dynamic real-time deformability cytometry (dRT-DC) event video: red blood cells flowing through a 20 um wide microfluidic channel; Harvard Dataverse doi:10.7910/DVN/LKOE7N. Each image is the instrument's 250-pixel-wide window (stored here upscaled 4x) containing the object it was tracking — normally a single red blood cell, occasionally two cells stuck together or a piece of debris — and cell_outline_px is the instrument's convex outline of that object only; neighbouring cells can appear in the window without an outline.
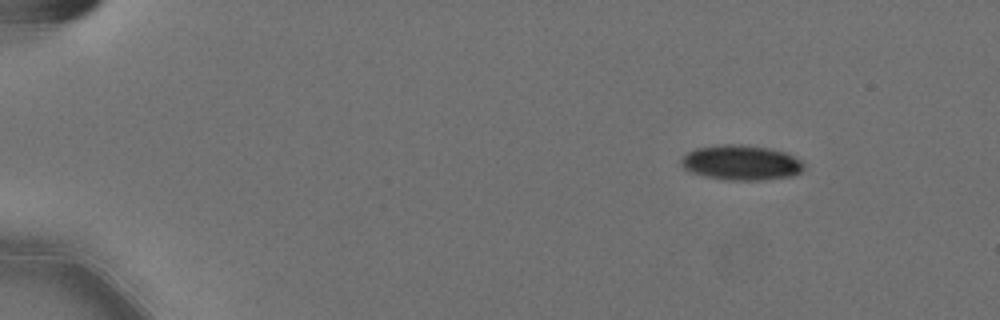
{"species": "Egyptian fruit bat (a non-hibernating species)", "species_latin": "Rousettus aegyptiacus", "temperature_condition": "cold", "stored_images_in_passage": 51, "camera_frame_rate_fps": 3000, "um_per_image_px": 0.085, "animal": {"sex": "female"}, "frame": {"image": 1, "passage_image": 1, "time_ms": 0.0, "image_size_px": [1000, 320], "cell_outline_px": [[804, 168], [800, 172], [792, 176], [760, 180], [724, 180], [704, 176], [688, 172], [680, 164], [680, 160], [688, 152], [696, 148], [724, 144], [740, 144], [772, 148], [784, 152], [800, 160], [804, 164]], "centroid_in_image_um": [62.97, 13.83], "position_along_channel_um": 22.0, "area_um2": 25.14}}
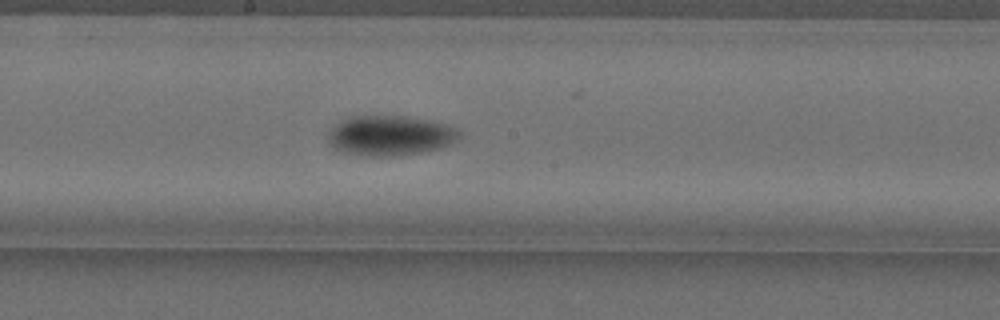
{"frame": {"image": 2, "passage_image": 26, "time_ms": 8.333, "image_size_px": [1000, 320], "cell_outline_px": [[460, 136], [456, 140], [440, 148], [420, 152], [388, 156], [364, 156], [344, 152], [328, 144], [328, 132], [340, 120], [352, 116], [404, 116], [428, 120], [444, 124], [456, 128], [460, 132]], "centroid_in_image_um": [33.12, 11.52], "position_along_channel_um": 215.1, "area_um2": 30.35}}
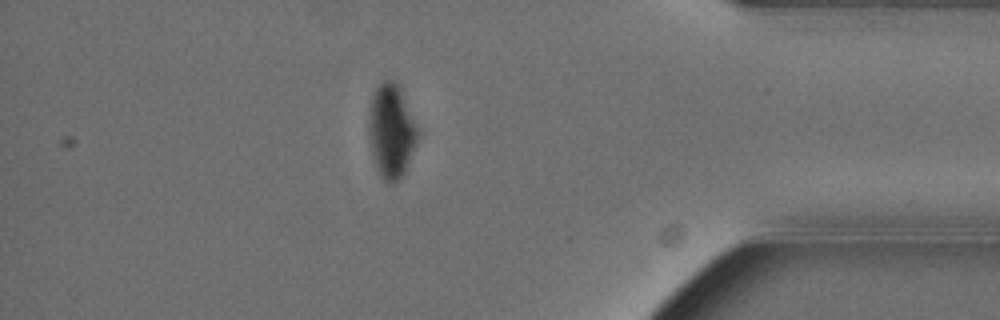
{"frame": {"image": 3, "passage_image": 44, "time_ms": 14.333, "image_size_px": [1000, 320], "cell_outline_px": [[420, 132], [416, 144], [404, 172], [400, 180], [388, 184], [380, 176], [376, 168], [372, 156], [368, 140], [368, 112], [372, 96], [376, 88], [384, 80], [396, 80], [400, 84], [420, 128]], "centroid_in_image_um": [33.27, 11.1], "position_along_channel_um": 401.9, "area_um2": 27.74}, "authors_computed_cell_mechanics": {"area_um2": 27.9752, "velocity_mm_per_s": 3.5842, "shape_relaxation_time_tau1_ms": 3.9424, "shape_relaxation_time_tau2_ms": null, "deformation_change_tau1": 0.1167, "deformation_change_tau2": null}}